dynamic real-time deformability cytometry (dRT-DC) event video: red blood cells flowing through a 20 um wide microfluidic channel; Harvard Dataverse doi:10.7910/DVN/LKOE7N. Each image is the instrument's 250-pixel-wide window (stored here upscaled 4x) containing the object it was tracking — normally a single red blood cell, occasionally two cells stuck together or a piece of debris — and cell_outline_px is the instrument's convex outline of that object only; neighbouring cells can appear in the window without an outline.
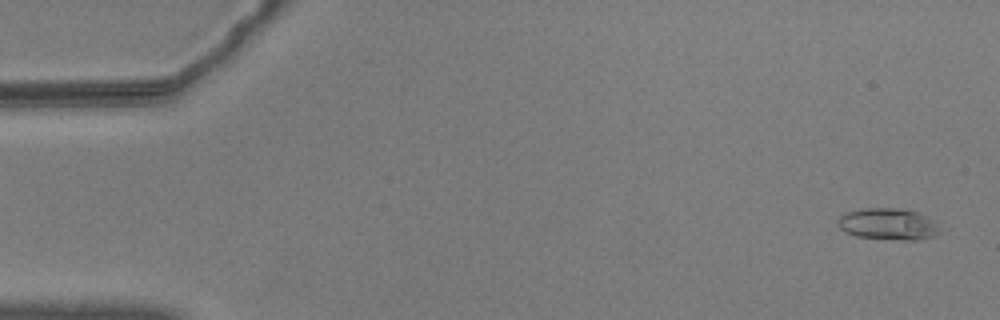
{"species": "common noctule bat (a hibernating species)", "species_latin": "Nyctalus noctula", "temperature_condition": "warm", "stored_images_in_passage": 57, "camera_frame_rate_fps": 3000, "um_per_image_px": 0.085, "animal": {"sex": "male", "body_mass_g": 20.5, "forearm_length_mm": 52.5}, "frame": {"image": 1, "passage_image": 3, "time_ms": 0.667, "image_size_px": [1000, 320], "cell_outline_px": [[940, 232], [936, 236], [916, 240], [908, 240], [856, 236], [844, 232], [840, 228], [836, 220], [840, 216], [848, 212], [860, 208], [908, 208], [920, 212], [932, 220]], "centroid_in_image_um": [75.48, 19.03], "position_along_channel_um": 9.5, "area_um2": 18.84}}
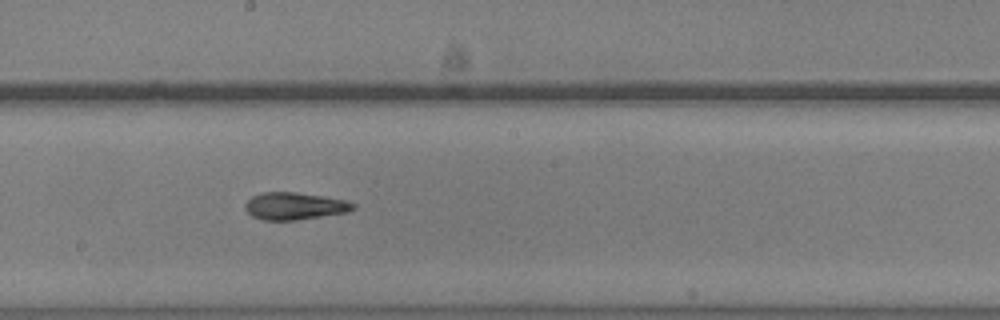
{"frame": {"image": 2, "passage_image": 32, "time_ms": 10.333, "image_size_px": [1000, 320], "cell_outline_px": [[356, 208], [348, 212], [296, 220], [260, 220], [252, 216], [244, 208], [244, 204], [252, 196], [260, 192], [296, 192], [344, 200], [356, 204]], "centroid_in_image_um": [25.01, 17.52], "position_along_channel_um": 223.2, "area_um2": 17.17}}
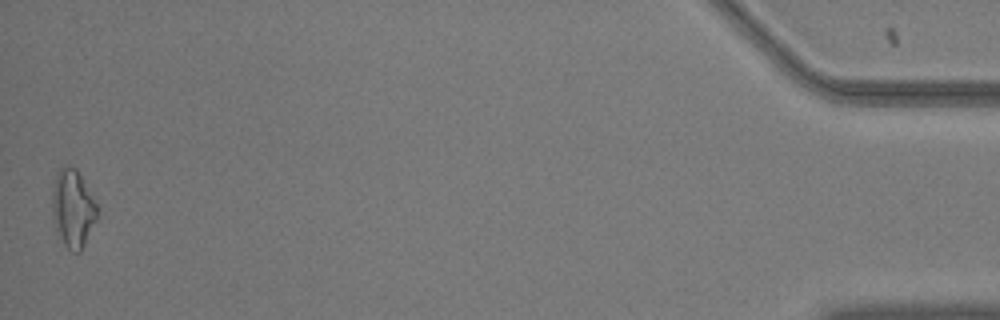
{"frame": {"image": 3, "passage_image": 57, "time_ms": 18.667, "image_size_px": [1000, 320], "cell_outline_px": [[96, 220], [80, 252], [72, 252], [64, 244], [56, 228], [52, 216], [52, 192], [56, 172], [64, 164], [76, 168], [96, 204]], "centroid_in_image_um": [6.16, 17.69], "position_along_channel_um": 429.0, "area_um2": 20.0}, "authors_computed_cell_mechanics": {"area_um2": 17.5134, "velocity_mm_per_s": 3.5893, "shape_relaxation_time_tau1_ms": 2.3767, "shape_relaxation_time_tau2_ms": 2.4052, "deformation_change_tau1": 0.1548, "deformation_change_tau2": 0.1179}}